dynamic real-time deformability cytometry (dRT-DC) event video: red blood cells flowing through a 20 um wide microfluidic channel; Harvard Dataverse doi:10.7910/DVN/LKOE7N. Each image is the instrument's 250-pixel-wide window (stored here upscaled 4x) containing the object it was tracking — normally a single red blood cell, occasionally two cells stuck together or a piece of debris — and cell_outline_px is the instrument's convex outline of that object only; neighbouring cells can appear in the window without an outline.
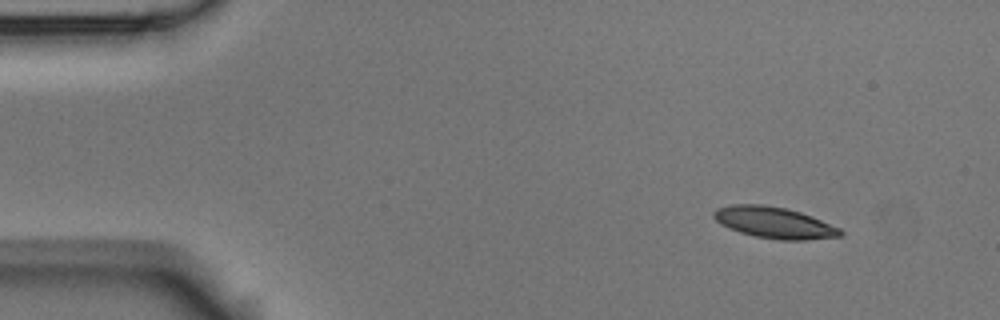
{"species": "Egyptian fruit bat (a non-hibernating species)", "species_latin": "Rousettus aegyptiacus", "temperature_condition": "room temperature", "stored_images_in_passage": 5, "segment_of_instrument_passage": [1, 2], "camera_frame_rate_fps": 3000, "um_per_image_px": 0.085, "animal": {"sex": "male"}, "frame": {"image": 1, "passage_image": 1, "time_ms": 0.0, "image_size_px": [1000, 320], "cell_outline_px": [[844, 232], [840, 236], [804, 240], [780, 240], [756, 236], [740, 232], [728, 228], [720, 224], [712, 216], [712, 212], [716, 208], [732, 204], [764, 204], [784, 208], [800, 212], [812, 216], [840, 228]], "centroid_in_image_um": [65.78, 18.91], "position_along_channel_um": 19.2, "area_um2": 23.12}}
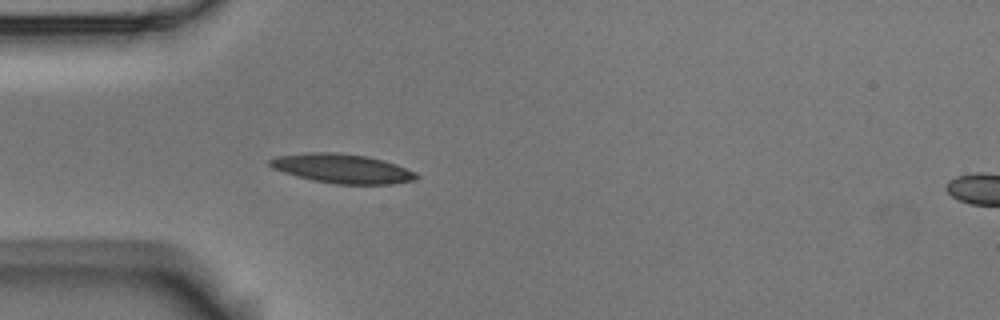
{"frame": {"image": 2, "passage_image": 4, "time_ms": 1.0, "image_size_px": [1000, 320], "cell_outline_px": [[420, 176], [416, 180], [392, 184], [336, 184], [312, 180], [296, 176], [272, 168], [268, 164], [268, 160], [276, 156], [308, 152], [340, 152], [368, 156], [384, 160], [396, 164], [416, 172]], "centroid_in_image_um": [29.1, 14.32], "position_along_channel_um": 55.9, "area_um2": 25.26}}